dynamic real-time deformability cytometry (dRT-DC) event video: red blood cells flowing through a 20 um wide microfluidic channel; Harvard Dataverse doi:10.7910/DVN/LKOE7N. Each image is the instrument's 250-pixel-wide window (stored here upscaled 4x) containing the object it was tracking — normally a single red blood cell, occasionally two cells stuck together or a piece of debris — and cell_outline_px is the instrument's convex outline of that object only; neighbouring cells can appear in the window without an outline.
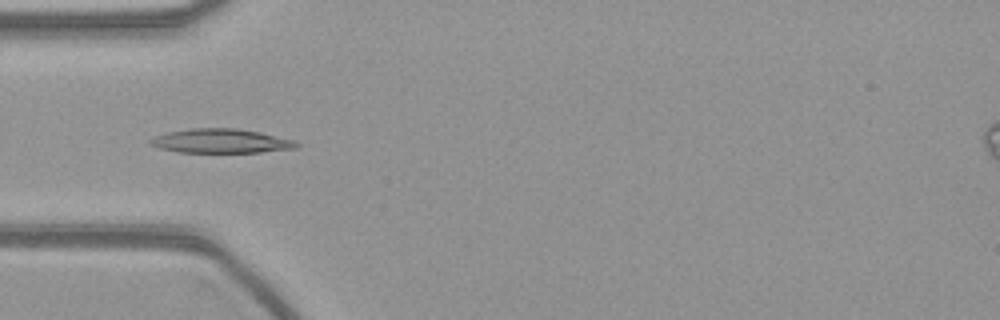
{"species": "common noctule bat (a hibernating species)", "species_latin": "Nyctalus noctula", "temperature_condition": "warm", "stored_images_in_passage": 54, "camera_frame_rate_fps": 3000, "um_per_image_px": 0.085, "animal": {"sex": "female", "body_mass_g": 21.9}, "frame": {"image": 1, "passage_image": 16, "time_ms": 5.0, "image_size_px": [1000, 320], "cell_outline_px": [[300, 144], [296, 148], [260, 152], [176, 152], [160, 148], [148, 144], [148, 140], [156, 136], [168, 132], [192, 128], [236, 128], [260, 132], [292, 140]], "centroid_in_image_um": [18.74, 11.98], "position_along_channel_um": 66.3, "area_um2": 20.46}}
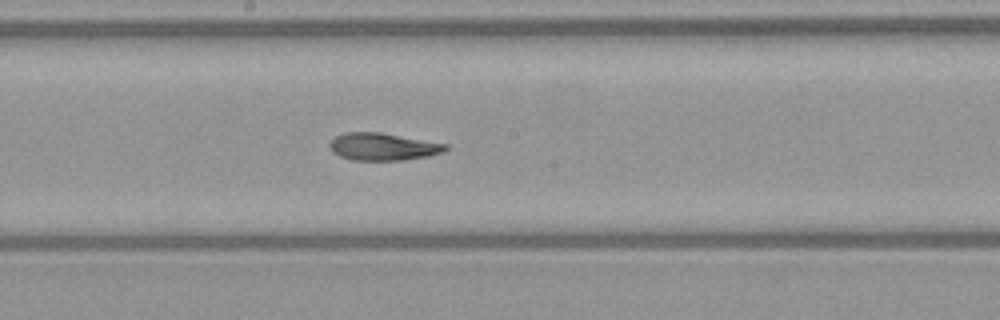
{"frame": {"image": 2, "passage_image": 28, "time_ms": 9.0, "image_size_px": [1000, 320], "cell_outline_px": [[448, 148], [444, 152], [428, 156], [404, 160], [352, 160], [340, 156], [332, 152], [328, 144], [336, 136], [344, 132], [380, 132], [448, 144]], "centroid_in_image_um": [32.55, 12.47], "position_along_channel_um": 215.7, "area_um2": 18.55}}
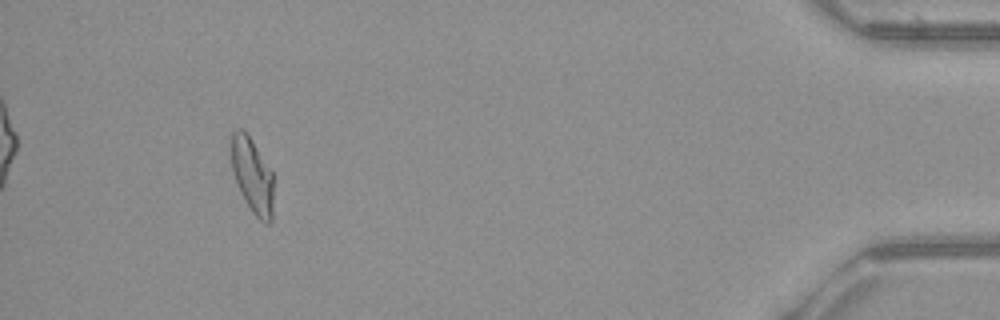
{"frame": {"image": 3, "passage_image": 50, "time_ms": 16.333, "image_size_px": [1000, 320], "cell_outline_px": [[276, 176], [272, 220], [268, 224], [264, 224], [252, 212], [244, 200], [240, 192], [232, 172], [232, 132], [236, 128], [240, 128], [252, 140]], "centroid_in_image_um": [21.52, 14.99], "position_along_channel_um": 413.7, "area_um2": 19.13}}